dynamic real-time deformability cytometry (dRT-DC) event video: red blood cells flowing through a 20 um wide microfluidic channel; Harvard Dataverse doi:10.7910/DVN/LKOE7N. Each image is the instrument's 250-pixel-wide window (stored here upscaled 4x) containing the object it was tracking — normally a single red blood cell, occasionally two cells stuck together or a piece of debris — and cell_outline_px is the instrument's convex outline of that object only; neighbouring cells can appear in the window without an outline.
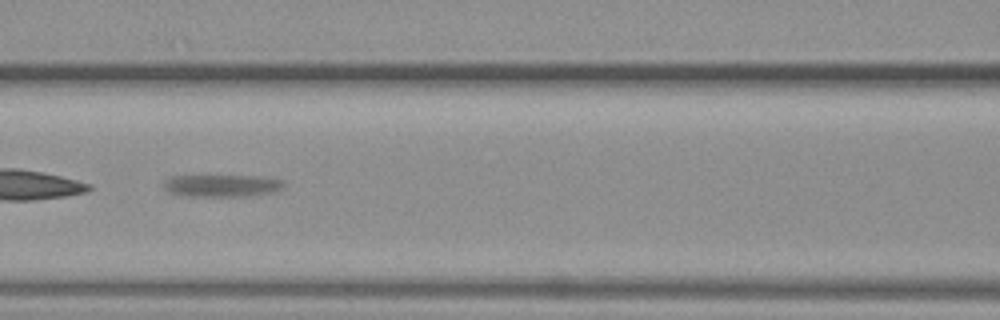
{"species": "common noctule bat (a hibernating species)", "species_latin": "Nyctalus noctula", "temperature_condition": "warm", "stored_images_in_passage": 54, "segment_of_instrument_passage": [2, 2], "camera_frame_rate_fps": 3000, "um_per_image_px": 0.085, "animal": {"sex": "female", "body_mass_g": 19.3, "forearm_length_mm": 54.1}, "frame": {"image": 1, "passage_image": 24, "time_ms": 7.667, "image_size_px": [1000, 320], "cell_outline_px": [[284, 188], [276, 192], [248, 196], [188, 196], [168, 192], [164, 188], [164, 180], [168, 176], [260, 176], [284, 180]], "centroid_in_image_um": [18.89, 15.78], "position_along_channel_um": 147.7, "area_um2": 15.72}}
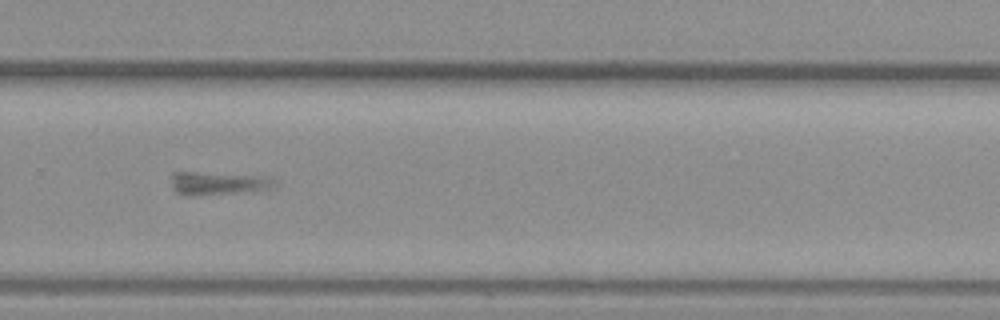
{"frame": {"image": 2, "passage_image": 37, "time_ms": 12.0, "image_size_px": [1000, 320], "cell_outline_px": [[276, 184], [268, 188], [252, 192], [176, 192], [172, 188], [172, 172], [200, 172], [260, 176], [276, 180]], "centroid_in_image_um": [18.59, 15.52], "position_along_channel_um": 311.2, "area_um2": 12.83}}